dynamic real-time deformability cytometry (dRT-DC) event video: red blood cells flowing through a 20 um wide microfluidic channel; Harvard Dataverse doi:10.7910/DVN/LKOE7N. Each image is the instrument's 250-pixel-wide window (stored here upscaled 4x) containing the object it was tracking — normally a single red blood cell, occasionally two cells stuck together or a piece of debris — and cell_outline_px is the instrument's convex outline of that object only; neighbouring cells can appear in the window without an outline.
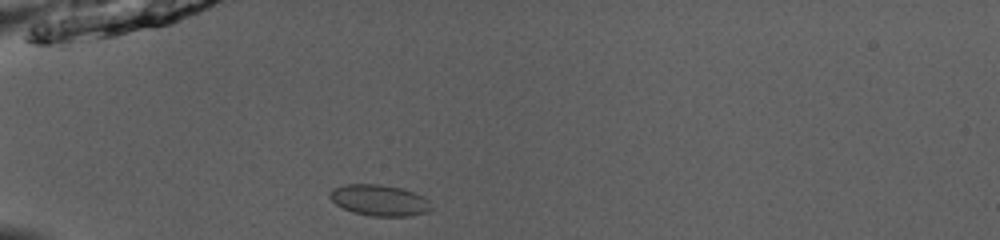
{"species": "common noctule bat (a hibernating species)", "species_latin": "Nyctalus noctula", "temperature_condition": "room temperature", "stored_images_in_passage": 36, "camera_frame_rate_fps": 3000, "um_per_image_px": 0.085, "animal": {"sex": "male", "body_mass_g": 13.0, "forearm_length_mm": 53.1}, "frame": {"image": 1, "passage_image": 1, "time_ms": 0.0, "image_size_px": [1000, 240], "cell_outline_px": [[432, 208], [428, 212], [408, 216], [372, 216], [352, 212], [336, 204], [328, 196], [328, 192], [344, 184], [380, 184], [400, 188], [424, 196], [428, 200]], "centroid_in_image_um": [32.24, 17.02], "position_along_channel_um": 52.8, "area_um2": 18.32}}
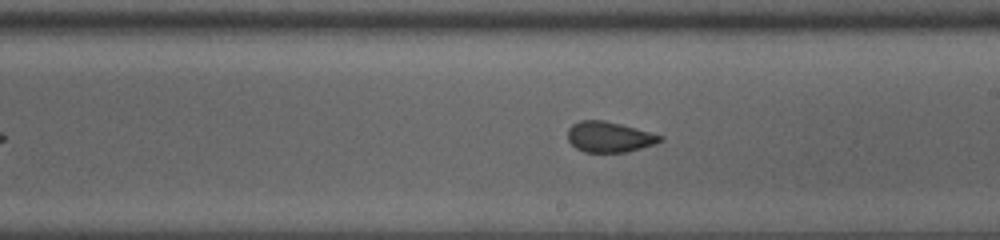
{"frame": {"image": 2, "passage_image": 16, "time_ms": 5.0, "image_size_px": [1000, 240], "cell_outline_px": [[664, 140], [656, 144], [624, 152], [584, 152], [576, 148], [568, 140], [568, 128], [572, 124], [580, 120], [604, 120], [636, 128], [664, 136]], "centroid_in_image_um": [51.79, 11.63], "position_along_channel_um": 237.2, "area_um2": 16.47}}
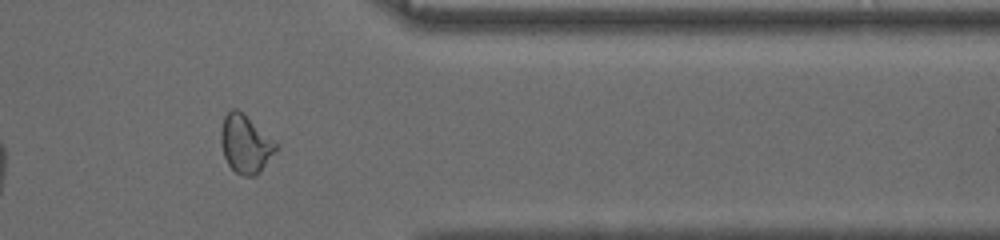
{"frame": {"image": 3, "passage_image": 28, "time_ms": 9.0, "image_size_px": [1000, 240], "cell_outline_px": [[280, 148], [260, 172], [252, 176], [244, 176], [236, 172], [228, 164], [224, 156], [220, 144], [220, 132], [224, 116], [232, 108], [236, 108], [244, 112]], "centroid_in_image_um": [20.85, 12.23], "position_along_channel_um": 390.5, "area_um2": 18.73}, "authors_computed_cell_mechanics": {"area_um2": 17.051, "velocity_mm_per_s": 4.0051, "shape_relaxation_time_tau1_ms": 4.9796, "shape_relaxation_time_tau2_ms": 0.9028, "deformation_change_tau1": 0.0849, "deformation_change_tau2": 0.0519}}